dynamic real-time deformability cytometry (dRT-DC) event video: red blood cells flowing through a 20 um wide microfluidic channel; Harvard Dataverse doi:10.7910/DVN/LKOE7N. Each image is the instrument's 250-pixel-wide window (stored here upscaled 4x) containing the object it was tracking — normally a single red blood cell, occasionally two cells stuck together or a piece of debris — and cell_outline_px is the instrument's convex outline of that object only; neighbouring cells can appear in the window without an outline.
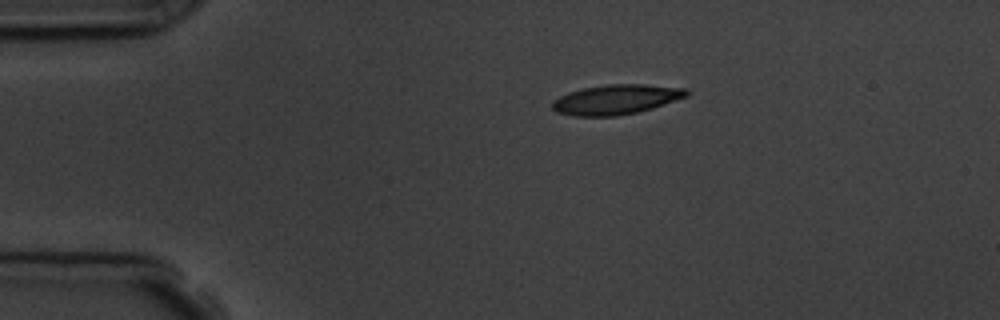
{"species": "common noctule bat (a hibernating species)", "species_latin": "Nyctalus noctula", "temperature_condition": "room temperature", "stored_images_in_passage": 3, "camera_frame_rate_fps": 3000, "um_per_image_px": 0.085, "animal": {"sex": "male", "body_mass_g": 19.5, "forearm_length_mm": 54.6}, "frame": {"image": 1, "passage_image": 1, "time_ms": 0.0, "image_size_px": [1000, 320], "cell_outline_px": [[692, 92], [688, 96], [652, 108], [636, 112], [616, 116], [572, 116], [556, 112], [552, 108], [552, 100], [568, 92], [584, 88], [608, 84], [644, 84], [688, 88]], "centroid_in_image_um": [52.39, 8.45], "position_along_channel_um": 32.6, "area_um2": 23.47}}